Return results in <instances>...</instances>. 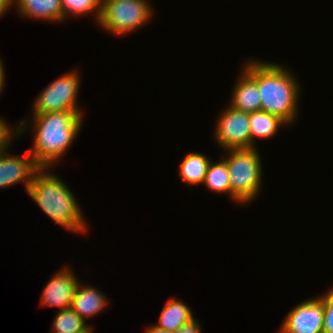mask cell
Masks as SVG:
<instances>
[{
  "instance_id": "14",
  "label": "cell",
  "mask_w": 333,
  "mask_h": 333,
  "mask_svg": "<svg viewBox=\"0 0 333 333\" xmlns=\"http://www.w3.org/2000/svg\"><path fill=\"white\" fill-rule=\"evenodd\" d=\"M193 317L190 307L178 299L171 298L163 307L156 325L172 333L191 322Z\"/></svg>"
},
{
  "instance_id": "11",
  "label": "cell",
  "mask_w": 333,
  "mask_h": 333,
  "mask_svg": "<svg viewBox=\"0 0 333 333\" xmlns=\"http://www.w3.org/2000/svg\"><path fill=\"white\" fill-rule=\"evenodd\" d=\"M241 75L238 84L234 87L229 106L246 113L261 110V98L257 83L243 70Z\"/></svg>"
},
{
  "instance_id": "20",
  "label": "cell",
  "mask_w": 333,
  "mask_h": 333,
  "mask_svg": "<svg viewBox=\"0 0 333 333\" xmlns=\"http://www.w3.org/2000/svg\"><path fill=\"white\" fill-rule=\"evenodd\" d=\"M321 297L324 303L323 333H333V288Z\"/></svg>"
},
{
  "instance_id": "4",
  "label": "cell",
  "mask_w": 333,
  "mask_h": 333,
  "mask_svg": "<svg viewBox=\"0 0 333 333\" xmlns=\"http://www.w3.org/2000/svg\"><path fill=\"white\" fill-rule=\"evenodd\" d=\"M230 196L238 203L252 201L261 185L262 165L257 148L228 149Z\"/></svg>"
},
{
  "instance_id": "21",
  "label": "cell",
  "mask_w": 333,
  "mask_h": 333,
  "mask_svg": "<svg viewBox=\"0 0 333 333\" xmlns=\"http://www.w3.org/2000/svg\"><path fill=\"white\" fill-rule=\"evenodd\" d=\"M6 121L0 119V151H4L8 149L9 143H12L11 140L14 139L8 124L5 123ZM7 148V149H6Z\"/></svg>"
},
{
  "instance_id": "7",
  "label": "cell",
  "mask_w": 333,
  "mask_h": 333,
  "mask_svg": "<svg viewBox=\"0 0 333 333\" xmlns=\"http://www.w3.org/2000/svg\"><path fill=\"white\" fill-rule=\"evenodd\" d=\"M217 122L214 139L223 149L251 148L249 113L228 105Z\"/></svg>"
},
{
  "instance_id": "23",
  "label": "cell",
  "mask_w": 333,
  "mask_h": 333,
  "mask_svg": "<svg viewBox=\"0 0 333 333\" xmlns=\"http://www.w3.org/2000/svg\"><path fill=\"white\" fill-rule=\"evenodd\" d=\"M145 333H170V332H167L166 330L158 327L157 325L154 326L152 325L146 329Z\"/></svg>"
},
{
  "instance_id": "10",
  "label": "cell",
  "mask_w": 333,
  "mask_h": 333,
  "mask_svg": "<svg viewBox=\"0 0 333 333\" xmlns=\"http://www.w3.org/2000/svg\"><path fill=\"white\" fill-rule=\"evenodd\" d=\"M61 270L47 282L42 292V306H56L60 308L59 310L72 306L79 281L68 267H64Z\"/></svg>"
},
{
  "instance_id": "5",
  "label": "cell",
  "mask_w": 333,
  "mask_h": 333,
  "mask_svg": "<svg viewBox=\"0 0 333 333\" xmlns=\"http://www.w3.org/2000/svg\"><path fill=\"white\" fill-rule=\"evenodd\" d=\"M147 0H101L99 26L113 34H125L140 28L152 15Z\"/></svg>"
},
{
  "instance_id": "26",
  "label": "cell",
  "mask_w": 333,
  "mask_h": 333,
  "mask_svg": "<svg viewBox=\"0 0 333 333\" xmlns=\"http://www.w3.org/2000/svg\"><path fill=\"white\" fill-rule=\"evenodd\" d=\"M0 4H12V0H0Z\"/></svg>"
},
{
  "instance_id": "8",
  "label": "cell",
  "mask_w": 333,
  "mask_h": 333,
  "mask_svg": "<svg viewBox=\"0 0 333 333\" xmlns=\"http://www.w3.org/2000/svg\"><path fill=\"white\" fill-rule=\"evenodd\" d=\"M323 318L321 296L303 301L288 313L280 333H323Z\"/></svg>"
},
{
  "instance_id": "22",
  "label": "cell",
  "mask_w": 333,
  "mask_h": 333,
  "mask_svg": "<svg viewBox=\"0 0 333 333\" xmlns=\"http://www.w3.org/2000/svg\"><path fill=\"white\" fill-rule=\"evenodd\" d=\"M172 333H201V326L199 322L193 319L191 322L183 325L180 329Z\"/></svg>"
},
{
  "instance_id": "15",
  "label": "cell",
  "mask_w": 333,
  "mask_h": 333,
  "mask_svg": "<svg viewBox=\"0 0 333 333\" xmlns=\"http://www.w3.org/2000/svg\"><path fill=\"white\" fill-rule=\"evenodd\" d=\"M251 133V148L255 147V138H269L274 136L279 127L288 125L283 119L263 110L249 113Z\"/></svg>"
},
{
  "instance_id": "18",
  "label": "cell",
  "mask_w": 333,
  "mask_h": 333,
  "mask_svg": "<svg viewBox=\"0 0 333 333\" xmlns=\"http://www.w3.org/2000/svg\"><path fill=\"white\" fill-rule=\"evenodd\" d=\"M213 164L210 162L204 179V185L212 192L226 193L230 195V179L227 163L224 160Z\"/></svg>"
},
{
  "instance_id": "17",
  "label": "cell",
  "mask_w": 333,
  "mask_h": 333,
  "mask_svg": "<svg viewBox=\"0 0 333 333\" xmlns=\"http://www.w3.org/2000/svg\"><path fill=\"white\" fill-rule=\"evenodd\" d=\"M57 313L52 325L54 333H92V328L71 307Z\"/></svg>"
},
{
  "instance_id": "3",
  "label": "cell",
  "mask_w": 333,
  "mask_h": 333,
  "mask_svg": "<svg viewBox=\"0 0 333 333\" xmlns=\"http://www.w3.org/2000/svg\"><path fill=\"white\" fill-rule=\"evenodd\" d=\"M45 170V171H44ZM40 168L33 176L27 193L56 225H61L72 232H85L86 220L79 204L61 179Z\"/></svg>"
},
{
  "instance_id": "9",
  "label": "cell",
  "mask_w": 333,
  "mask_h": 333,
  "mask_svg": "<svg viewBox=\"0 0 333 333\" xmlns=\"http://www.w3.org/2000/svg\"><path fill=\"white\" fill-rule=\"evenodd\" d=\"M5 151H0V189L23 181L27 191L34 174L40 167L34 162L29 152L24 157H20L10 156L8 153L6 155Z\"/></svg>"
},
{
  "instance_id": "25",
  "label": "cell",
  "mask_w": 333,
  "mask_h": 333,
  "mask_svg": "<svg viewBox=\"0 0 333 333\" xmlns=\"http://www.w3.org/2000/svg\"><path fill=\"white\" fill-rule=\"evenodd\" d=\"M11 4H0V17L4 14L8 8H10Z\"/></svg>"
},
{
  "instance_id": "6",
  "label": "cell",
  "mask_w": 333,
  "mask_h": 333,
  "mask_svg": "<svg viewBox=\"0 0 333 333\" xmlns=\"http://www.w3.org/2000/svg\"><path fill=\"white\" fill-rule=\"evenodd\" d=\"M79 77L75 70L50 83L35 100L34 114L81 111L76 103V95L80 87Z\"/></svg>"
},
{
  "instance_id": "2",
  "label": "cell",
  "mask_w": 333,
  "mask_h": 333,
  "mask_svg": "<svg viewBox=\"0 0 333 333\" xmlns=\"http://www.w3.org/2000/svg\"><path fill=\"white\" fill-rule=\"evenodd\" d=\"M81 111L33 114L34 144L28 152L40 168H49L61 160L82 126ZM57 161V162H56Z\"/></svg>"
},
{
  "instance_id": "1",
  "label": "cell",
  "mask_w": 333,
  "mask_h": 333,
  "mask_svg": "<svg viewBox=\"0 0 333 333\" xmlns=\"http://www.w3.org/2000/svg\"><path fill=\"white\" fill-rule=\"evenodd\" d=\"M243 68L256 83L261 98V110L278 116L286 123L297 116L299 83L296 78L276 63L247 62ZM299 91V92H298Z\"/></svg>"
},
{
  "instance_id": "19",
  "label": "cell",
  "mask_w": 333,
  "mask_h": 333,
  "mask_svg": "<svg viewBox=\"0 0 333 333\" xmlns=\"http://www.w3.org/2000/svg\"><path fill=\"white\" fill-rule=\"evenodd\" d=\"M62 9V21L66 15L80 16L93 13L96 15V22L99 21L101 14V0H60ZM96 12V13H95Z\"/></svg>"
},
{
  "instance_id": "13",
  "label": "cell",
  "mask_w": 333,
  "mask_h": 333,
  "mask_svg": "<svg viewBox=\"0 0 333 333\" xmlns=\"http://www.w3.org/2000/svg\"><path fill=\"white\" fill-rule=\"evenodd\" d=\"M13 3L22 16L50 22L62 20L60 0H12Z\"/></svg>"
},
{
  "instance_id": "24",
  "label": "cell",
  "mask_w": 333,
  "mask_h": 333,
  "mask_svg": "<svg viewBox=\"0 0 333 333\" xmlns=\"http://www.w3.org/2000/svg\"><path fill=\"white\" fill-rule=\"evenodd\" d=\"M4 65H2V61L0 60V92L3 88V84H4V81H5V78H4Z\"/></svg>"
},
{
  "instance_id": "12",
  "label": "cell",
  "mask_w": 333,
  "mask_h": 333,
  "mask_svg": "<svg viewBox=\"0 0 333 333\" xmlns=\"http://www.w3.org/2000/svg\"><path fill=\"white\" fill-rule=\"evenodd\" d=\"M107 298L94 287L77 285L71 308L85 321L100 313L107 305Z\"/></svg>"
},
{
  "instance_id": "16",
  "label": "cell",
  "mask_w": 333,
  "mask_h": 333,
  "mask_svg": "<svg viewBox=\"0 0 333 333\" xmlns=\"http://www.w3.org/2000/svg\"><path fill=\"white\" fill-rule=\"evenodd\" d=\"M210 162L208 157L199 152L187 154L179 167L183 182L191 185L203 184Z\"/></svg>"
}]
</instances>
